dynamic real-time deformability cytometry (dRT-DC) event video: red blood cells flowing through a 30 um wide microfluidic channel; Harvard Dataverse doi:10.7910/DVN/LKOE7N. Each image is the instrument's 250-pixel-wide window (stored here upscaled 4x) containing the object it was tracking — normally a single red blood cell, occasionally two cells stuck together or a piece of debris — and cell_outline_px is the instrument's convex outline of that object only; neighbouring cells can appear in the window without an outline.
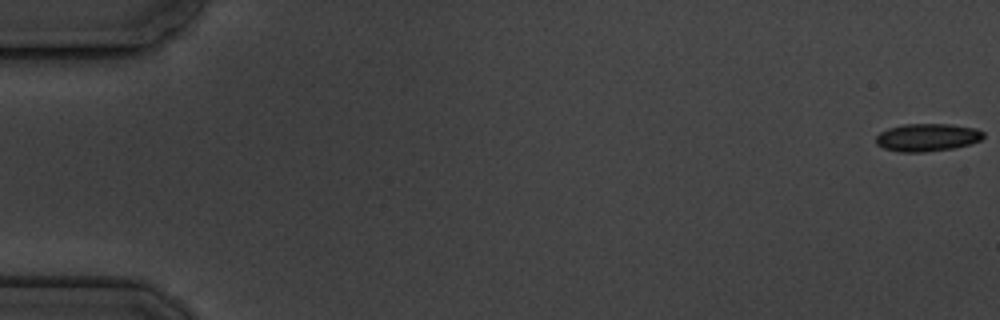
{"species": "common noctule bat (a hibernating species)", "species_latin": "Nyctalus noctula", "temperature_condition": "cold", "stored_images_in_passage": 5, "camera_frame_rate_fps": 3000, "um_per_image_px": 0.085, "animal": {"sex": "male", "body_mass_g": 19.5, "forearm_length_mm": 54.6}, "frame": {"image": 1, "passage_image": 1, "time_ms": 0.0, "image_size_px": [1000, 320], "cell_outline_px": [[984, 136], [980, 140], [956, 148], [924, 152], [900, 152], [884, 148], [876, 144], [876, 136], [880, 132], [888, 128], [904, 124], [948, 124], [976, 128], [984, 132]], "centroid_in_image_um": [78.81, 11.68], "position_along_channel_um": 6.2, "area_um2": 17.4}}
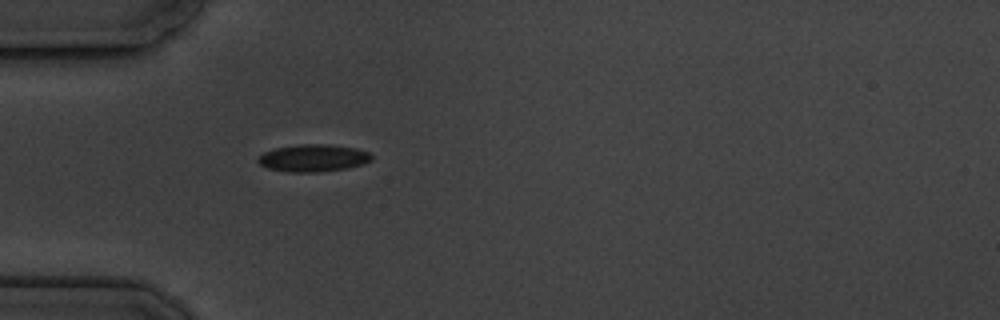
{"frame": {"image": 2, "passage_image": 5, "time_ms": 5.667, "image_size_px": [1000, 320], "cell_outline_px": [[372, 160], [348, 168], [316, 172], [288, 172], [268, 168], [260, 164], [256, 160], [256, 156], [272, 148], [296, 144], [324, 144], [356, 148], [368, 152], [372, 156]], "centroid_in_image_um": [26.55, 13.42], "position_along_channel_um": 58.4, "area_um2": 18.15}}